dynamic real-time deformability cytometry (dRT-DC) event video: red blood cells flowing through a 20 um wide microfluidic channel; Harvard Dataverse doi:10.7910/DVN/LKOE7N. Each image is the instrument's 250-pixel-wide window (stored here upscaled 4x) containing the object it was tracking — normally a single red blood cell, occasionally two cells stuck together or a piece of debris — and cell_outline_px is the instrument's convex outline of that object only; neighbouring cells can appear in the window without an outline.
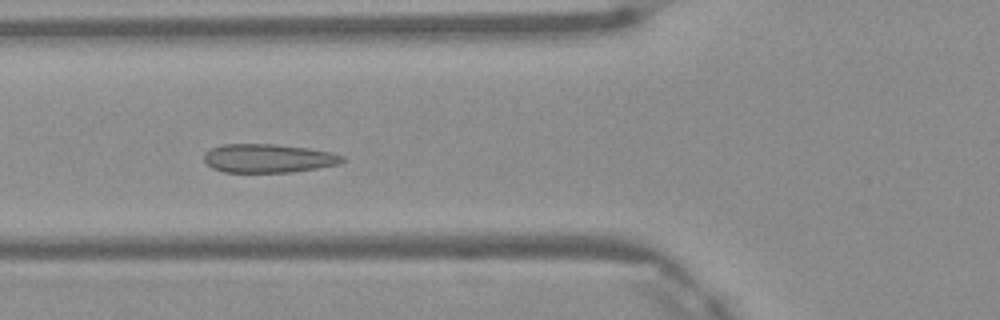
{"species": "Egyptian fruit bat (a non-hibernating species)", "species_latin": "Rousettus aegyptiacus", "temperature_condition": "warm", "stored_images_in_passage": 4, "camera_frame_rate_fps": 3000, "um_per_image_px": 0.085, "frame": {"image": 1, "passage_image": 4, "time_ms": 1.0, "image_size_px": [1000, 320], "cell_outline_px": [[344, 160], [340, 164], [292, 172], [224, 172], [212, 168], [204, 160], [204, 156], [212, 148], [224, 144], [276, 144], [308, 148], [332, 152], [344, 156]], "centroid_in_image_um": [22.83, 13.45], "position_along_channel_um": 103.0, "area_um2": 23.0}}